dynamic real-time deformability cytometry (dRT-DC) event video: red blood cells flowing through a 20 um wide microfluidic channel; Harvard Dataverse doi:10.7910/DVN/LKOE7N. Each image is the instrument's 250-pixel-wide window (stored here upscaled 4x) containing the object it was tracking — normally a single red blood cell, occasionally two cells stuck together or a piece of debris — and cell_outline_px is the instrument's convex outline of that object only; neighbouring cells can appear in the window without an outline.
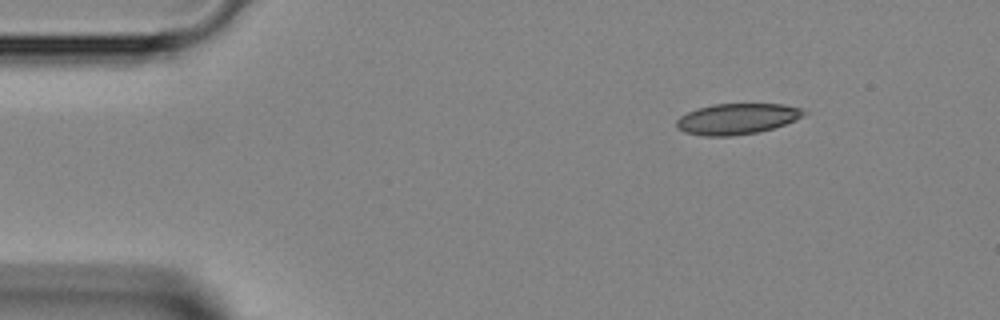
{"species": "Egyptian fruit bat (a non-hibernating species)", "species_latin": "Rousettus aegyptiacus", "temperature_condition": "room temperature", "stored_images_in_passage": 40, "camera_frame_rate_fps": 3000, "um_per_image_px": 0.085, "animal": {"sex": "female"}, "frame": {"image": 1, "passage_image": 1, "time_ms": 0.0, "image_size_px": [1000, 320], "cell_outline_px": [[808, 112], [804, 116], [796, 120], [772, 128], [756, 132], [732, 136], [704, 136], [684, 132], [676, 128], [676, 120], [680, 116], [688, 112], [712, 104], [784, 104], [800, 108]], "centroid_in_image_um": [62.64, 10.1], "position_along_channel_um": 22.4, "area_um2": 22.83}}
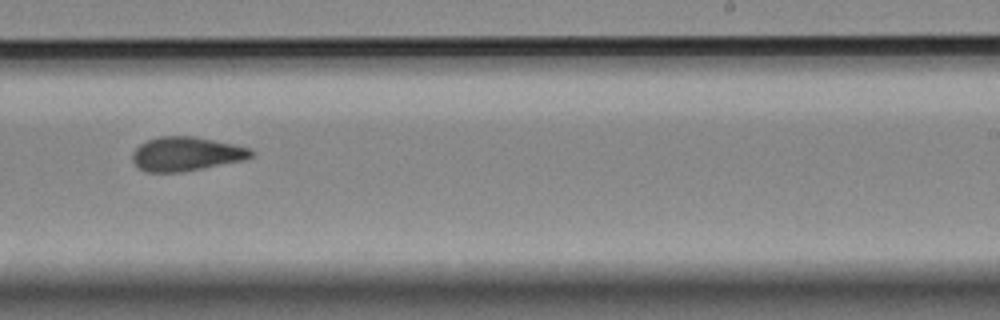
{"frame": {"image": 2, "passage_image": 23, "time_ms": 7.333, "image_size_px": [1000, 320], "cell_outline_px": [[256, 156], [244, 160], [204, 168], [180, 172], [148, 172], [140, 168], [132, 160], [132, 152], [140, 144], [148, 140], [160, 136], [192, 136], [232, 144], [248, 148], [256, 152]], "centroid_in_image_um": [15.85, 13.09], "position_along_channel_um": 273.2, "area_um2": 23.47}}
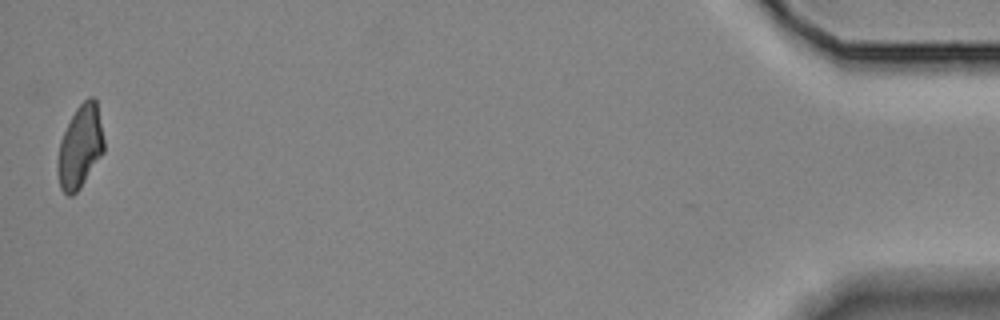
{"frame": {"image": 3, "passage_image": 40, "time_ms": 13.0, "image_size_px": [1000, 320], "cell_outline_px": [[104, 152], [80, 188], [72, 196], [68, 196], [60, 188], [56, 168], [56, 164], [60, 140], [76, 108], [88, 96], [92, 96], [96, 100], [104, 140]], "centroid_in_image_um": [6.8, 12.49], "position_along_channel_um": 428.4, "area_um2": 22.37}}